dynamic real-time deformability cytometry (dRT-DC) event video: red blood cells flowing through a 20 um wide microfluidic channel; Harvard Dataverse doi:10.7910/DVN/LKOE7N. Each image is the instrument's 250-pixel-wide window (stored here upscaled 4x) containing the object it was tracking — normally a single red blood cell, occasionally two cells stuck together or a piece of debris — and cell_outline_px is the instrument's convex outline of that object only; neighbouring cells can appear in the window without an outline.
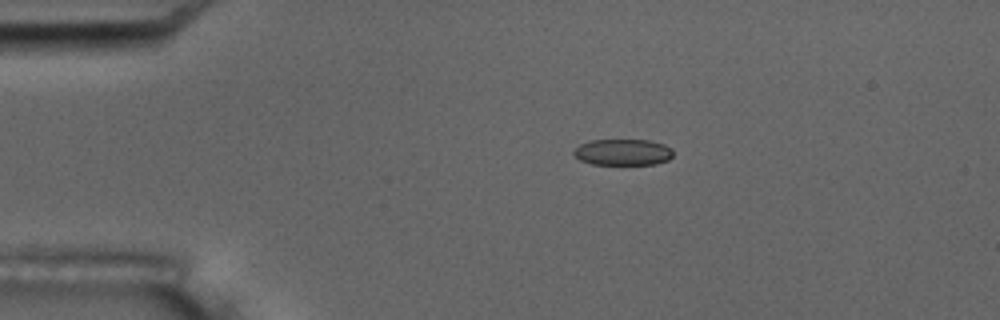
{"species": "common noctule bat (a hibernating species)", "species_latin": "Nyctalus noctula", "temperature_condition": "room temperature", "stored_images_in_passage": 8, "camera_frame_rate_fps": 3000, "um_per_image_px": 0.085, "animal": {"sex": "male", "body_mass_g": 17.5, "forearm_length_mm": 52.3}, "frame": {"image": 1, "passage_image": 4, "time_ms": 3.667, "image_size_px": [1000, 320], "cell_outline_px": [[672, 156], [668, 160], [656, 164], [592, 164], [580, 160], [572, 152], [580, 144], [592, 140], [648, 140], [664, 144], [672, 148]], "centroid_in_image_um": [52.96, 12.93], "position_along_channel_um": 32.0, "area_um2": 15.14}}